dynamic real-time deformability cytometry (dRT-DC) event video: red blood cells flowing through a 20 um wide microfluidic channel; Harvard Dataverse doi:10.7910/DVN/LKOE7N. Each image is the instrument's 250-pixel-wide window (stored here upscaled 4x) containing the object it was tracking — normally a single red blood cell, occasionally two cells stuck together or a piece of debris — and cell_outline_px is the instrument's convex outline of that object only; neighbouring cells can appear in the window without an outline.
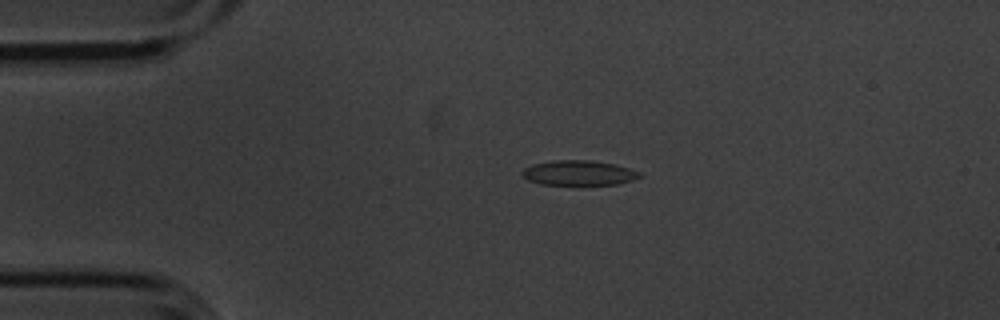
{"species": "common noctule bat (a hibernating species)", "species_latin": "Nyctalus noctula", "temperature_condition": "cold", "stored_images_in_passage": 3, "camera_frame_rate_fps": 3000, "um_per_image_px": 0.085, "animal": {"sex": "male", "body_mass_g": 20.1, "forearm_length_mm": 53.5}, "frame": {"image": 1, "passage_image": 2, "time_ms": 0.333, "image_size_px": [1000, 320], "cell_outline_px": [[644, 176], [632, 180], [616, 184], [540, 184], [528, 180], [520, 172], [524, 168], [532, 164], [552, 160], [592, 160], [612, 164], [628, 168], [640, 172]], "centroid_in_image_um": [49.18, 14.68], "position_along_channel_um": 35.8, "area_um2": 16.94}}